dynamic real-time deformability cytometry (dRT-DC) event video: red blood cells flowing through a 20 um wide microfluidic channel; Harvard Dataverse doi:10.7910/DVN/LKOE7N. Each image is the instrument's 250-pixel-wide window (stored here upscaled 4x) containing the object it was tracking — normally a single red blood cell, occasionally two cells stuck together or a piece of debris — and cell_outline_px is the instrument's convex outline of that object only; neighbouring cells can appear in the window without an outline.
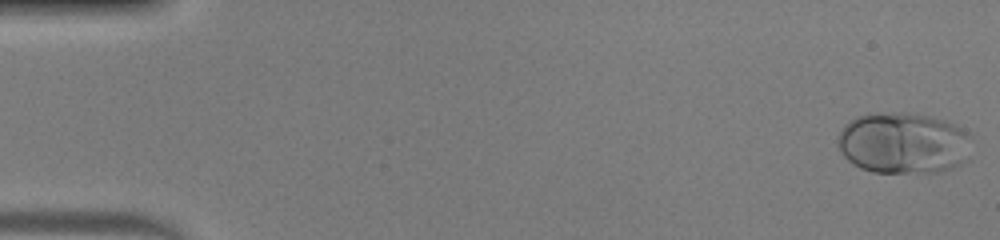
{"species": "human", "species_latin": "Homo sapiens", "temperature_condition": "warm", "stored_images_in_passage": 48, "camera_frame_rate_fps": 3000, "um_per_image_px": 0.085, "donor": {"sex": "male"}, "frame": {"image": 1, "passage_image": 1, "time_ms": 0.0, "image_size_px": [1000, 240], "cell_outline_px": [[972, 136], [964, 160], [960, 164], [948, 168], [932, 172], [872, 172], [860, 168], [852, 164], [840, 152], [836, 144], [836, 136], [844, 124], [856, 116], [896, 112], [904, 112], [928, 116], [944, 120], [956, 124]], "centroid_in_image_um": [76.71, 12.15], "position_along_channel_um": 8.3, "area_um2": 47.8}}
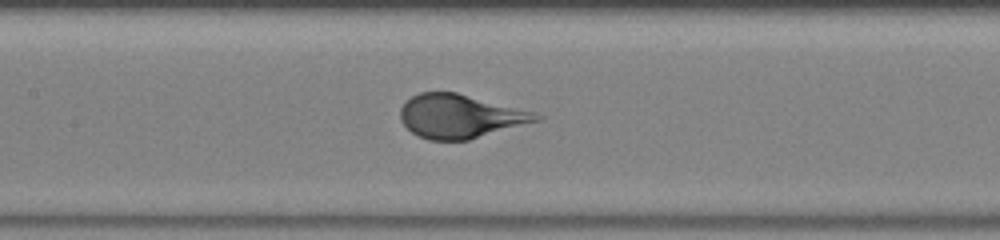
{"frame": {"image": 2, "passage_image": 23, "time_ms": 7.333, "image_size_px": [1000, 240], "cell_outline_px": [[544, 116], [540, 120], [468, 140], [428, 140], [412, 132], [400, 120], [400, 108], [412, 96], [420, 92], [456, 92], [536, 112]], "centroid_in_image_um": [39.12, 9.88], "position_along_channel_um": 168.3, "area_um2": 34.39}}
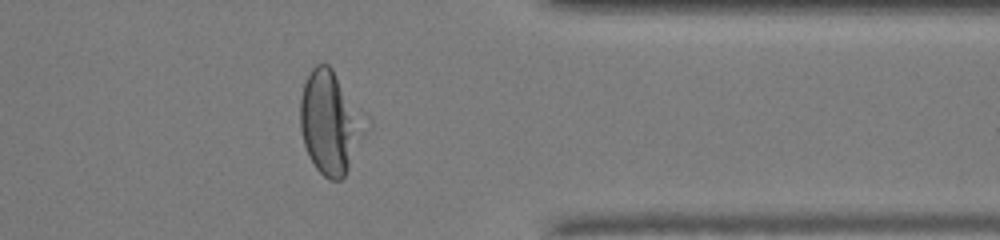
{"frame": {"image": 3, "passage_image": 39, "time_ms": 12.667, "image_size_px": [1000, 240], "cell_outline_px": [[352, 132], [348, 168], [344, 176], [340, 180], [328, 180], [316, 168], [308, 156], [304, 144], [300, 128], [300, 100], [304, 84], [312, 68], [316, 64], [328, 64], [332, 68], [348, 112]], "centroid_in_image_um": [27.67, 10.47], "position_along_channel_um": 383.7, "area_um2": 32.43}}